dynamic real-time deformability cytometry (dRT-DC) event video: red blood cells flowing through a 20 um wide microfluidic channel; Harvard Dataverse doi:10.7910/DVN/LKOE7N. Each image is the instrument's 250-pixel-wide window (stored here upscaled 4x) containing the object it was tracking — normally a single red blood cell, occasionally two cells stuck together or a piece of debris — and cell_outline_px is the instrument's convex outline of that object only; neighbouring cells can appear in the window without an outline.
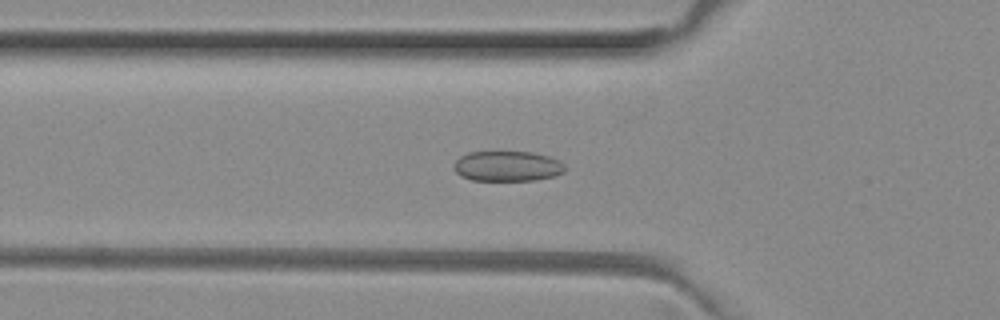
{"species": "common noctule bat (a hibernating species)", "species_latin": "Nyctalus noctula", "temperature_condition": "room temperature", "stored_images_in_passage": 51, "camera_frame_rate_fps": 3000, "um_per_image_px": 0.085, "animal": {"sex": "female", "body_mass_g": 29.2, "forearm_length_mm": 56.3}, "frame": {"image": 1, "passage_image": 17, "time_ms": 5.333, "image_size_px": [1000, 320], "cell_outline_px": [[568, 168], [564, 172], [556, 176], [536, 180], [472, 180], [460, 176], [452, 168], [452, 164], [460, 156], [468, 152], [532, 152], [548, 156], [560, 160]], "centroid_in_image_um": [43.14, 14.12], "position_along_channel_um": 82.7, "area_um2": 19.88}}
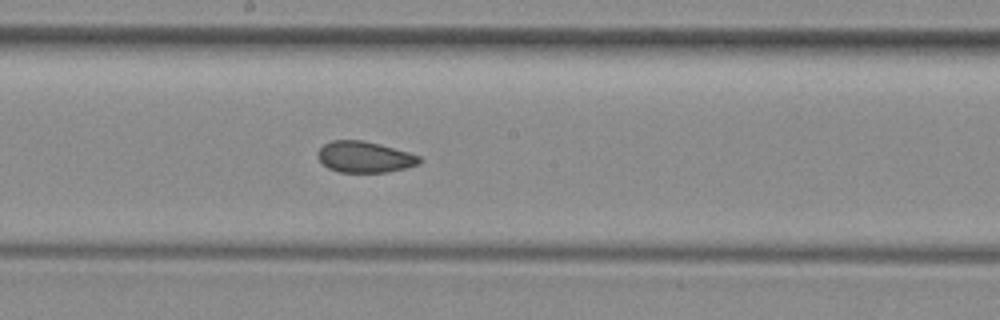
{"frame": {"image": 2, "passage_image": 27, "time_ms": 8.667, "image_size_px": [1000, 320], "cell_outline_px": [[424, 160], [420, 164], [388, 172], [340, 172], [328, 168], [316, 156], [316, 152], [324, 144], [332, 140], [364, 140], [380, 144], [408, 152], [420, 156]], "centroid_in_image_um": [31.0, 13.34], "position_along_channel_um": 217.2, "area_um2": 18.55}}
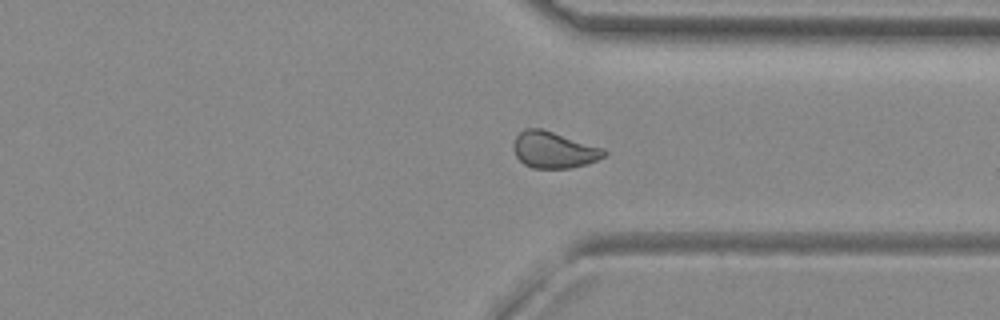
{"frame": {"image": 3, "passage_image": 38, "time_ms": 12.333, "image_size_px": [1000, 320], "cell_outline_px": [[608, 152], [604, 156], [588, 164], [572, 168], [532, 168], [524, 164], [516, 156], [512, 148], [512, 144], [516, 136], [524, 128], [540, 128], [604, 148]], "centroid_in_image_um": [47.06, 12.74], "position_along_channel_um": 364.3, "area_um2": 19.31}, "authors_computed_cell_mechanics": {"area_um2": 19.941, "velocity_mm_per_s": 4.02, "shape_relaxation_time_tau1_ms": null, "shape_relaxation_time_tau2_ms": 1.4752, "deformation_change_tau1": null, "deformation_change_tau2": 0.0572}}